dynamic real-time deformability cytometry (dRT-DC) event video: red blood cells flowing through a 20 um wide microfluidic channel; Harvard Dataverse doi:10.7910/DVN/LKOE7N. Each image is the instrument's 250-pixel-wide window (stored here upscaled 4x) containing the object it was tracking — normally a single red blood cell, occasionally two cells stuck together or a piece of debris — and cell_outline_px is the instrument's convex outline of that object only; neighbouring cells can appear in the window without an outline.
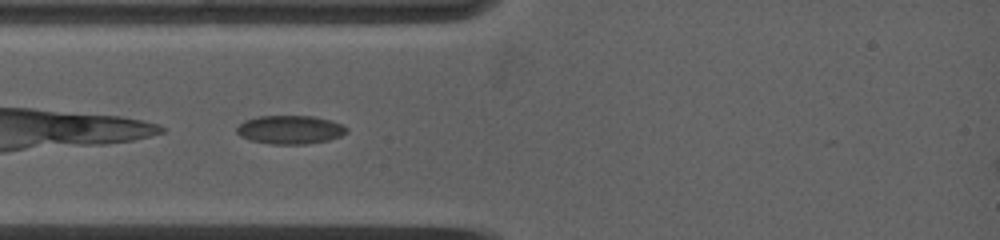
{"species": "common noctule bat (a hibernating species)", "species_latin": "Nyctalus noctula", "temperature_condition": "warm", "stored_images_in_passage": 18, "camera_frame_rate_fps": 5000, "um_per_image_px": 0.085, "animal": {"sex": "female", "body_mass_g": 19.0, "forearm_length_mm": 53.3}, "frame": {"image": 1, "passage_image": 2, "time_ms": 0.4, "image_size_px": [1000, 240], "cell_outline_px": [[348, 132], [340, 136], [328, 140], [304, 144], [272, 144], [248, 140], [240, 136], [236, 132], [236, 128], [244, 120], [256, 116], [312, 116], [332, 120], [348, 128]], "centroid_in_image_um": [24.63, 11.02], "position_along_channel_um": 60.4, "area_um2": 18.38}}
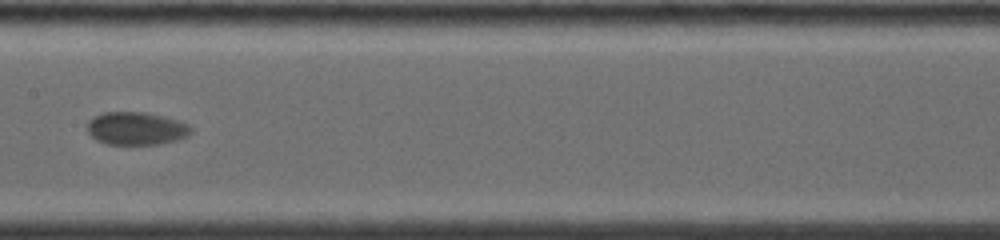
{"frame": {"image": 2, "passage_image": 8, "time_ms": 4.0, "image_size_px": [1000, 240], "cell_outline_px": [[192, 132], [188, 136], [176, 140], [160, 144], [108, 144], [96, 140], [88, 132], [88, 120], [92, 116], [104, 112], [144, 112], [176, 120], [188, 124], [192, 128]], "centroid_in_image_um": [11.56, 10.92], "position_along_channel_um": 195.8, "area_um2": 19.83}}
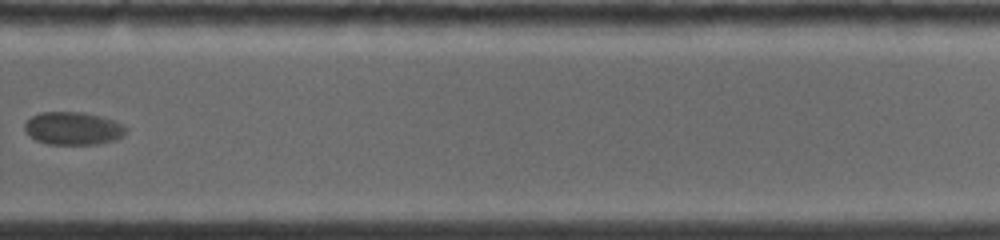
{"frame": {"image": 3, "passage_image": 14, "time_ms": 7.4, "image_size_px": [1000, 240], "cell_outline_px": [[128, 128], [124, 136], [116, 140], [96, 144], [48, 144], [36, 140], [28, 136], [24, 132], [24, 124], [32, 116], [40, 112], [84, 112], [116, 120], [124, 124]], "centroid_in_image_um": [6.24, 10.91], "position_along_channel_um": 323.6, "area_um2": 19.77}}